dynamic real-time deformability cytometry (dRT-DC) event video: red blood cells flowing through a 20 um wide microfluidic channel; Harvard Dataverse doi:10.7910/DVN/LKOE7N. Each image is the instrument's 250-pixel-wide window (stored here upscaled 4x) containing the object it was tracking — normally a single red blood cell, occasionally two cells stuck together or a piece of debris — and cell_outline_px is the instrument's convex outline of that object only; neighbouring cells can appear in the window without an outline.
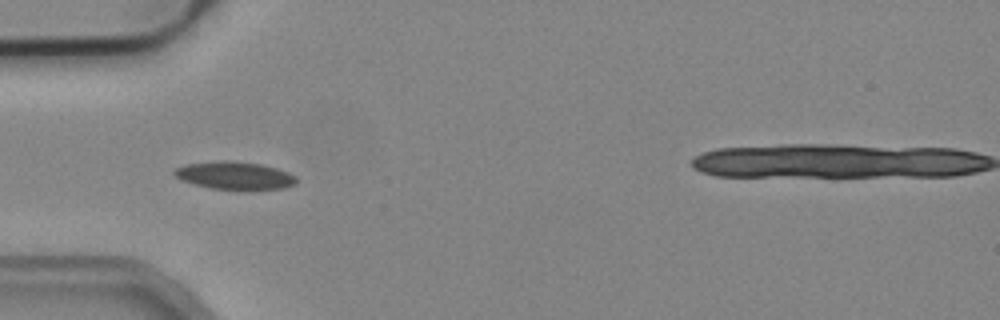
{"species": "common noctule bat (a hibernating species)", "species_latin": "Nyctalus noctula", "temperature_condition": "cold", "stored_images_in_passage": 18, "camera_frame_rate_fps": 3000, "um_per_image_px": 0.085, "animal": {"sex": "male", "body_mass_g": 19.2, "forearm_length_mm": 51.8}, "frame": {"image": 1, "passage_image": 3, "time_ms": 0.667, "image_size_px": [1000, 320], "cell_outline_px": [[296, 184], [284, 188], [212, 188], [180, 180], [172, 172], [176, 168], [184, 164], [224, 160], [228, 160], [260, 164], [276, 168], [288, 172], [296, 176]], "centroid_in_image_um": [19.92, 14.89], "position_along_channel_um": 65.1, "area_um2": 19.25}}
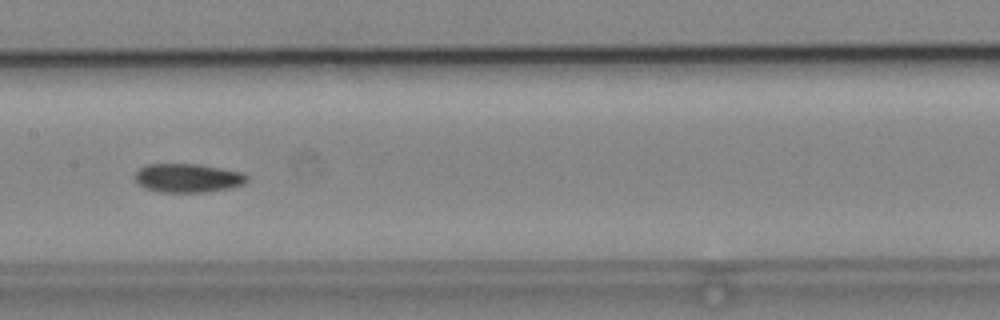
{"frame": {"image": 2, "passage_image": 13, "time_ms": 4.0, "image_size_px": [1000, 320], "cell_outline_px": [[248, 180], [240, 184], [228, 188], [204, 192], [160, 192], [144, 188], [136, 180], [136, 172], [140, 168], [148, 164], [200, 164], [244, 172], [248, 176]], "centroid_in_image_um": [15.97, 15.12], "position_along_channel_um": 191.4, "area_um2": 18.67}}
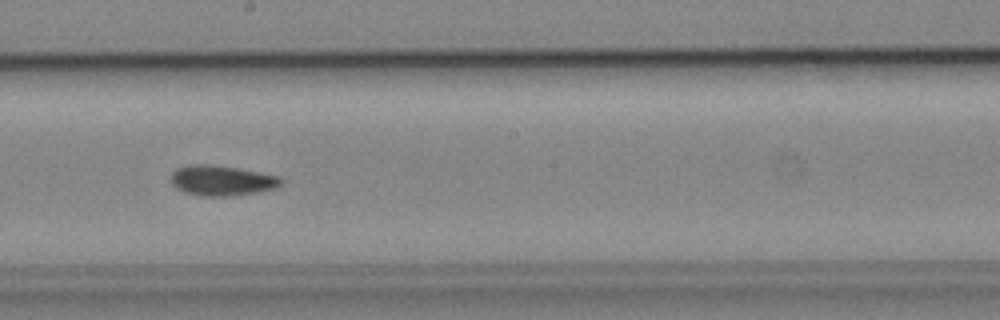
{"frame": {"image": 3, "passage_image": 16, "time_ms": 5.0, "image_size_px": [1000, 320], "cell_outline_px": [[284, 180], [276, 188], [256, 192], [232, 196], [200, 196], [184, 192], [176, 188], [172, 184], [172, 172], [176, 168], [188, 164], [208, 164], [236, 168], [280, 176]], "centroid_in_image_um": [18.83, 15.34], "position_along_channel_um": 229.4, "area_um2": 19.42}}